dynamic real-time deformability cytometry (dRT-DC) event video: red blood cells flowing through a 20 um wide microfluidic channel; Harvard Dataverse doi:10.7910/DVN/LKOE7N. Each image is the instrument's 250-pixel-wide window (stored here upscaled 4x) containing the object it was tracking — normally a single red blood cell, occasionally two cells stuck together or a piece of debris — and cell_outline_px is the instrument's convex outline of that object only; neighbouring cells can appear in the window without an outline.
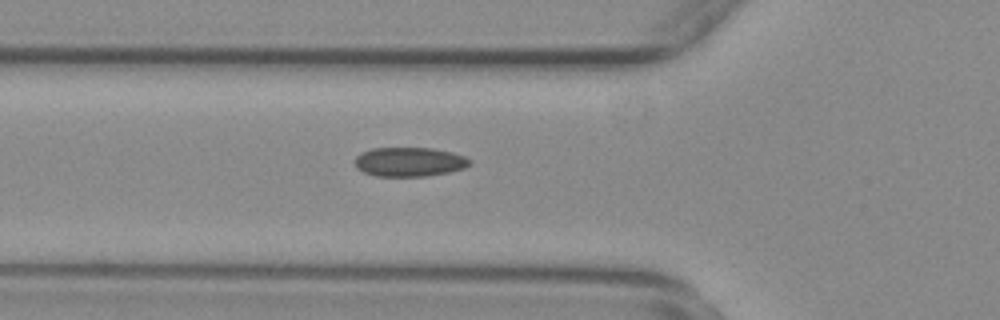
{"species": "common noctule bat (a hibernating species)", "species_latin": "Nyctalus noctula", "temperature_condition": "warm", "stored_images_in_passage": 34, "camera_frame_rate_fps": 3000, "um_per_image_px": 0.085, "animal": {"sex": "female", "body_mass_g": 29.2, "forearm_length_mm": 56.3}, "frame": {"image": 1, "passage_image": 3, "time_ms": 0.667, "image_size_px": [1000, 320], "cell_outline_px": [[472, 160], [464, 168], [448, 172], [428, 176], [376, 176], [364, 172], [356, 168], [356, 156], [360, 152], [372, 148], [432, 148], [452, 152], [464, 156]], "centroid_in_image_um": [34.78, 13.75], "position_along_channel_um": 91.0, "area_um2": 19.54}}
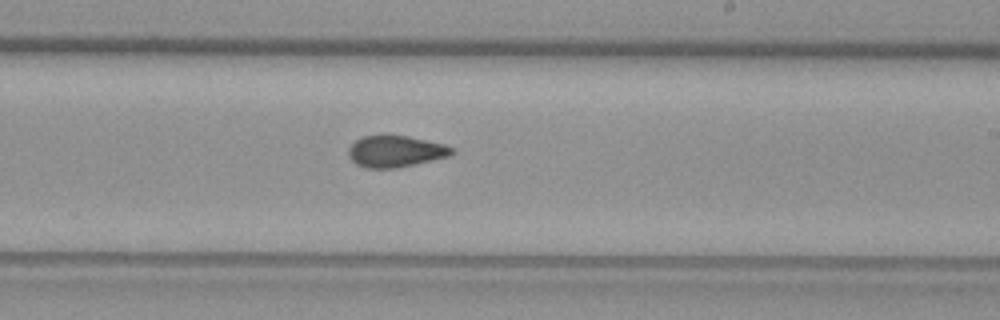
{"frame": {"image": 2, "passage_image": 16, "time_ms": 5.0, "image_size_px": [1000, 320], "cell_outline_px": [[456, 152], [448, 156], [432, 160], [396, 168], [368, 168], [356, 164], [348, 156], [348, 148], [356, 140], [364, 136], [380, 132], [408, 136], [444, 144], [452, 148]], "centroid_in_image_um": [33.58, 12.82], "position_along_channel_um": 255.4, "area_um2": 19.36}}
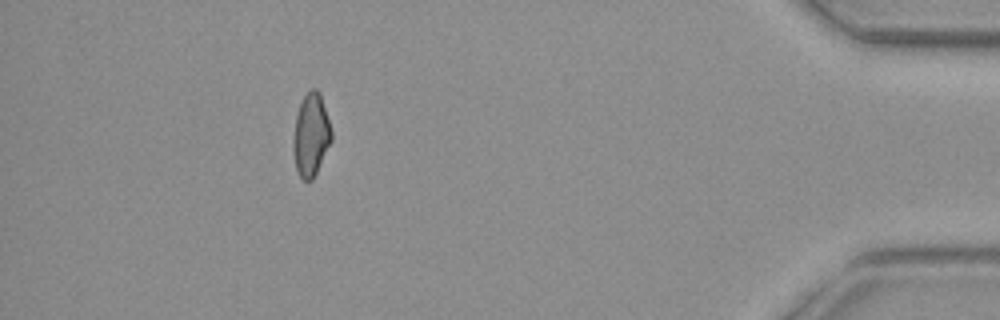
{"frame": {"image": 3, "passage_image": 33, "time_ms": 10.667, "image_size_px": [1000, 320], "cell_outline_px": [[332, 140], [312, 180], [304, 180], [300, 176], [296, 168], [292, 148], [292, 144], [296, 116], [300, 104], [304, 96], [312, 88], [316, 88], [320, 92], [332, 132]], "centroid_in_image_um": [26.43, 11.46], "position_along_channel_um": 408.8, "area_um2": 18.21}}